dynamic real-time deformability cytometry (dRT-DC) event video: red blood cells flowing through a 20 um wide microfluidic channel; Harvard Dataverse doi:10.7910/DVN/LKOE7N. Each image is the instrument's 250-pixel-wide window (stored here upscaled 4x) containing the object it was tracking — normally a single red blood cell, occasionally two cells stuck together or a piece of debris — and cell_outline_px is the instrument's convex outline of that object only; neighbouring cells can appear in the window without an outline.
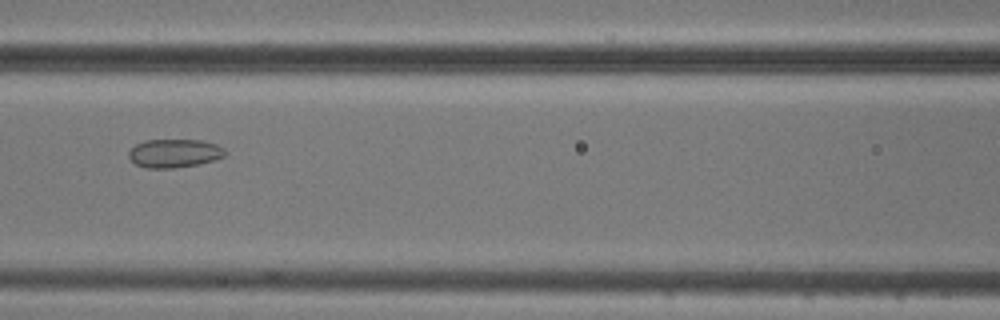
{"species": "common noctule bat (a hibernating species)", "species_latin": "Nyctalus noctula", "temperature_condition": "cold", "stored_images_in_passage": 4, "camera_frame_rate_fps": 3000, "um_per_image_px": 0.085, "animal": {"sex": "male", "body_mass_g": 20.5, "forearm_length_mm": 52.5}, "frame": {"image": 1, "passage_image": 4, "time_ms": 3.667, "image_size_px": [1000, 320], "cell_outline_px": [[228, 152], [224, 156], [216, 160], [176, 168], [148, 168], [136, 164], [128, 156], [128, 152], [136, 144], [144, 140], [200, 140], [216, 144], [224, 148]], "centroid_in_image_um": [14.84, 13.02], "position_along_channel_um": 151.8, "area_um2": 16.01}}